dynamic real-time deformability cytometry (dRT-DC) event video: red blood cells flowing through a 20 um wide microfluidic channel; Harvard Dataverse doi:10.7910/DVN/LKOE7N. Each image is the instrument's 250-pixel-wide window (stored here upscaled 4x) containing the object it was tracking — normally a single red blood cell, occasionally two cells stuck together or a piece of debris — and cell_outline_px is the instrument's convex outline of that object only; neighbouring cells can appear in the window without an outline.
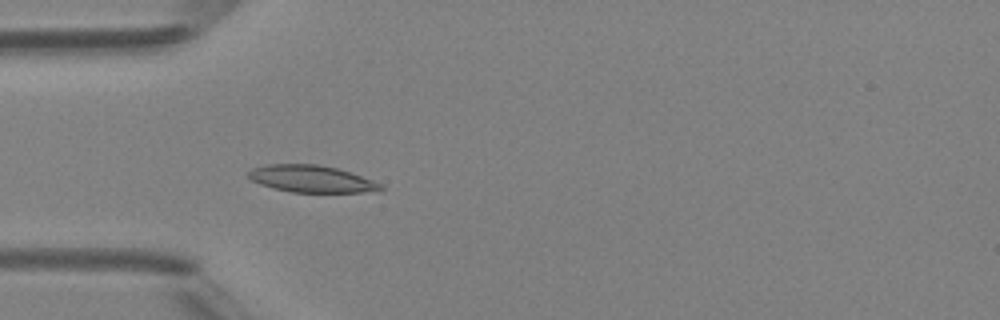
{"species": "Egyptian fruit bat (a non-hibernating species)", "species_latin": "Rousettus aegyptiacus", "temperature_condition": "room temperature", "stored_images_in_passage": 4, "camera_frame_rate_fps": 3000, "um_per_image_px": 0.085, "animal": {"sex": "female"}, "frame": {"image": 1, "passage_image": 4, "time_ms": 4.333, "image_size_px": [1000, 320], "cell_outline_px": [[384, 188], [380, 192], [292, 192], [260, 184], [252, 180], [248, 176], [248, 172], [252, 168], [268, 164], [316, 164], [336, 168], [372, 180], [380, 184]], "centroid_in_image_um": [26.48, 15.21], "position_along_channel_um": 58.5, "area_um2": 20.58}}